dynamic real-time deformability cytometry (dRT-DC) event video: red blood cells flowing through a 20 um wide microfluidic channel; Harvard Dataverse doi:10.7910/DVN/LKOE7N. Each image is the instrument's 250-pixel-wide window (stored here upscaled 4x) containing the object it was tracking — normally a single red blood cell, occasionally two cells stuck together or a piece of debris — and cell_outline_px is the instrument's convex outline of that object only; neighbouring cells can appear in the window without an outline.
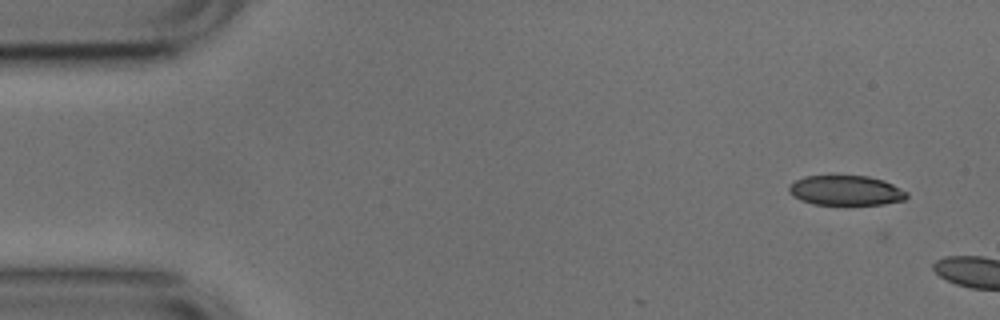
{"species": "common noctule bat (a hibernating species)", "species_latin": "Nyctalus noctula", "temperature_condition": "cold", "stored_images_in_passage": 2, "camera_frame_rate_fps": 3000, "um_per_image_px": 0.085, "animal": {"sex": "male", "body_mass_g": 17.9, "forearm_length_mm": 54.2}, "frame": {"image": 1, "passage_image": 1, "time_ms": 0.0, "image_size_px": [1000, 320], "cell_outline_px": [[908, 196], [904, 200], [884, 204], [812, 204], [800, 200], [792, 196], [788, 192], [788, 184], [804, 176], [868, 176], [884, 180], [908, 192]], "centroid_in_image_um": [71.87, 16.19], "position_along_channel_um": 13.1, "area_um2": 20.58}}